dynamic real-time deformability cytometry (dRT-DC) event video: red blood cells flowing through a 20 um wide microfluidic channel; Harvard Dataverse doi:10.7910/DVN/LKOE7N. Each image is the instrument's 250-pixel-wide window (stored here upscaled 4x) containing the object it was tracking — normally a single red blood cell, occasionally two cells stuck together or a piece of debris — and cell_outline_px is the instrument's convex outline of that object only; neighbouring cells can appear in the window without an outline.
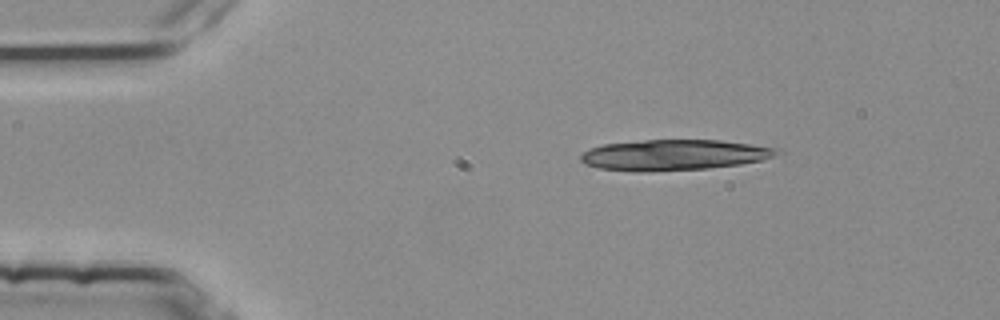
{"species": "common noctule bat (a hibernating species)", "species_latin": "Nyctalus noctula", "temperature_condition": "room temperature", "stored_images_in_passage": 14, "camera_frame_rate_fps": 3000, "um_per_image_px": 0.085, "animal": {"sex": "female", "body_mass_g": 25.1}, "frame": {"image": 1, "passage_image": 1, "time_ms": 0.0, "image_size_px": [1000, 320], "cell_outline_px": [[780, 152], [764, 160], [740, 164], [708, 168], [640, 172], [636, 172], [600, 168], [588, 164], [580, 160], [580, 156], [588, 148], [604, 144], [644, 140], [720, 140], [748, 144], [772, 148]], "centroid_in_image_um": [57.23, 13.17], "position_along_channel_um": 27.8, "area_um2": 34.68}}